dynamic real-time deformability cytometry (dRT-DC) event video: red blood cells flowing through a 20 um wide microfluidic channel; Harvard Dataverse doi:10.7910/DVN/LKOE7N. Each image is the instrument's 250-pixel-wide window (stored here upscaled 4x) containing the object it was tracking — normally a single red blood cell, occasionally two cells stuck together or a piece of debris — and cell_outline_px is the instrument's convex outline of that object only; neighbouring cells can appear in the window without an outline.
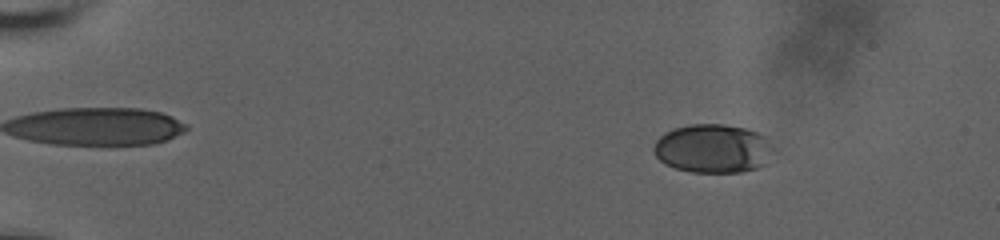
{"species": "human", "species_latin": "Homo sapiens", "temperature_condition": "room temperature", "stored_images_in_passage": 61, "camera_frame_rate_fps": 3000, "um_per_image_px": 0.085, "donor": {"sex": "male"}, "frame": {"image": 1, "passage_image": 11, "time_ms": 3.333, "image_size_px": [1000, 240], "cell_outline_px": [[764, 164], [756, 168], [740, 172], [692, 172], [676, 168], [664, 164], [656, 156], [652, 148], [656, 140], [664, 132], [672, 128], [688, 124], [724, 124], [744, 128], [756, 132], [764, 136]], "centroid_in_image_um": [60.41, 12.61], "position_along_channel_um": 24.6, "area_um2": 33.0}}
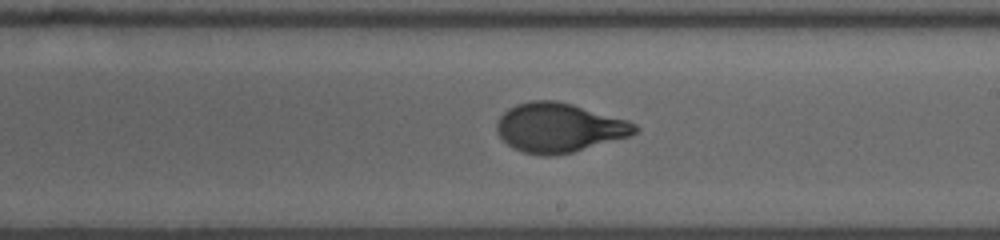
{"frame": {"image": 2, "passage_image": 39, "time_ms": 12.667, "image_size_px": [1000, 240], "cell_outline_px": [[640, 128], [636, 132], [628, 136], [572, 152], [552, 156], [540, 156], [524, 152], [512, 148], [496, 132], [496, 120], [508, 108], [516, 104], [532, 100], [556, 100], [572, 104], [628, 120], [636, 124]], "centroid_in_image_um": [47.48, 10.84], "position_along_channel_um": 241.5, "area_um2": 39.59}}
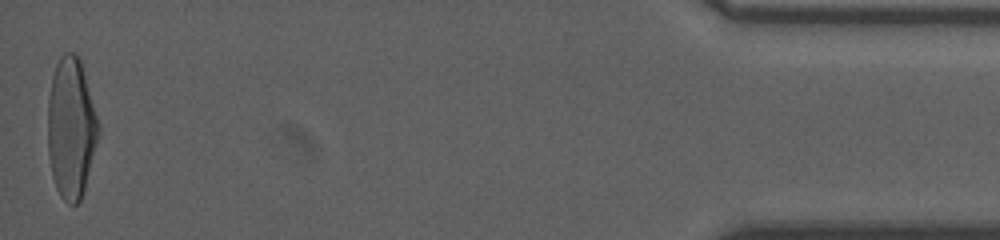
{"frame": {"image": 3, "passage_image": 61, "time_ms": 20.0, "image_size_px": [1000, 240], "cell_outline_px": [[100, 132], [84, 188], [80, 200], [76, 204], [68, 204], [60, 196], [56, 188], [52, 176], [48, 152], [48, 100], [52, 76], [56, 64], [60, 56], [64, 52], [76, 52], [80, 60], [100, 124]], "centroid_in_image_um": [6.04, 10.86], "position_along_channel_um": 429.2, "area_um2": 41.56}, "authors_computed_cell_mechanics": {"area_um2": 38.6104, "velocity_mm_per_s": 3.6702, "shape_relaxation_time_tau1_ms": 4.6742, "shape_relaxation_time_tau2_ms": null, "deformation_change_tau1": 0.2239, "deformation_change_tau2": null}}